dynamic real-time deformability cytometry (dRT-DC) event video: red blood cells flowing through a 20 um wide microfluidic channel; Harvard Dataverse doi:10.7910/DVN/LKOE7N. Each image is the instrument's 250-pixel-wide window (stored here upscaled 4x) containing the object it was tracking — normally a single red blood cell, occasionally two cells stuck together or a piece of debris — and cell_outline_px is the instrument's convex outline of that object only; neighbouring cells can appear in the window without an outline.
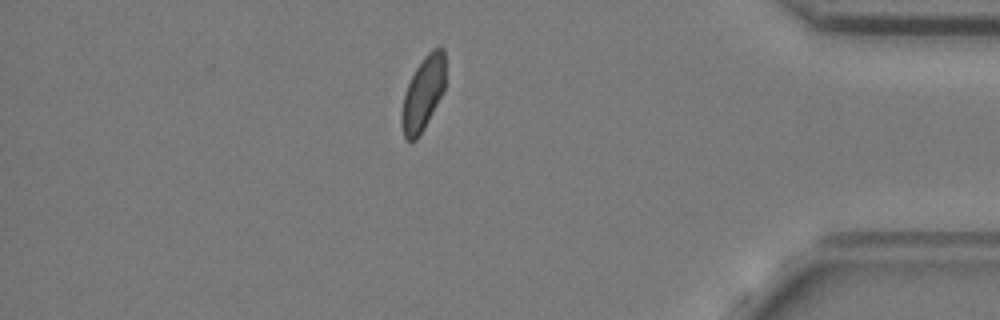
{"species": "common noctule bat (a hibernating species)", "species_latin": "Nyctalus noctula", "temperature_condition": "cold", "stored_images_in_passage": 38, "camera_frame_rate_fps": 3000, "um_per_image_px": 0.085, "animal": {"sex": "female", "body_mass_g": 24.6, "forearm_length_mm": 56.2}, "frame": {"image": 1, "passage_image": 38, "time_ms": 12.333, "image_size_px": [1000, 320], "cell_outline_px": [[444, 88], [420, 136], [416, 140], [408, 140], [404, 136], [400, 120], [404, 92], [416, 68], [424, 56], [432, 48], [440, 44], [444, 48]], "centroid_in_image_um": [35.94, 7.92], "position_along_channel_um": 399.3, "area_um2": 18.61}, "authors_computed_cell_mechanics": {"area_um2": 19.8832, "velocity_mm_per_s": 3.6526, "shape_relaxation_time_tau1_ms": null, "shape_relaxation_time_tau2_ms": 3.2496, "deformation_change_tau1": null, "deformation_change_tau2": 0.0591}}